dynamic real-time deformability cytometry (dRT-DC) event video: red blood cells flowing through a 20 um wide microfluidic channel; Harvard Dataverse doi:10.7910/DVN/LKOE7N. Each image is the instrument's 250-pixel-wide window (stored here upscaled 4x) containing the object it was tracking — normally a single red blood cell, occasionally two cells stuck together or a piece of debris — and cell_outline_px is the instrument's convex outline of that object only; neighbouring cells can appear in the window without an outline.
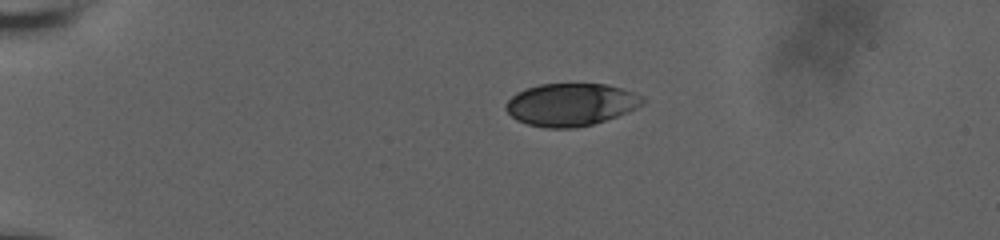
{"species": "human", "species_latin": "Homo sapiens", "temperature_condition": "room temperature", "stored_images_in_passage": 18, "camera_frame_rate_fps": 3000, "um_per_image_px": 0.085, "donor": {"sex": "male"}, "frame": {"image": 1, "passage_image": 1, "time_ms": 0.0, "image_size_px": [1000, 240], "cell_outline_px": [[644, 100], [636, 108], [616, 116], [592, 124], [576, 128], [544, 128], [528, 124], [516, 120], [504, 108], [504, 104], [516, 92], [540, 84], [604, 84], [636, 92], [644, 96]], "centroid_in_image_um": [48.49, 8.89], "position_along_channel_um": 36.5, "area_um2": 33.81}}
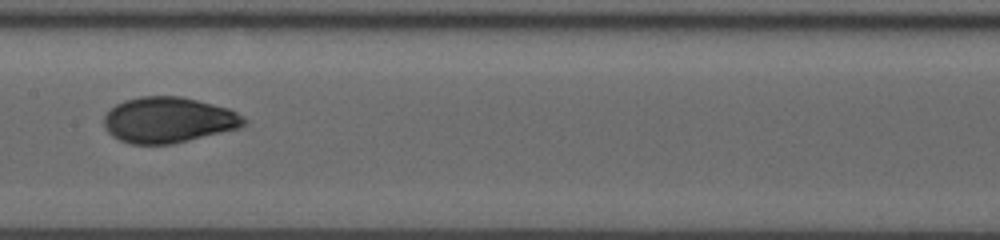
{"frame": {"image": 2, "passage_image": 11, "time_ms": 6.0, "image_size_px": [1000, 240], "cell_outline_px": [[248, 120], [244, 128], [172, 144], [132, 144], [120, 140], [112, 136], [104, 128], [104, 116], [116, 104], [124, 100], [140, 96], [180, 96], [228, 108], [244, 116]], "centroid_in_image_um": [14.36, 10.21], "position_along_channel_um": 193.0, "area_um2": 37.63}}
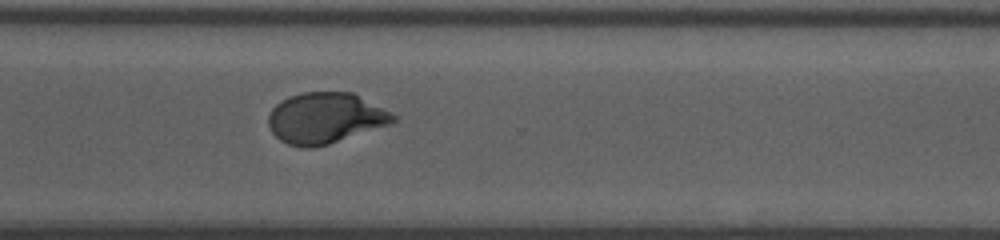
{"frame": {"image": 3, "passage_image": 18, "time_ms": 10.0, "image_size_px": [1000, 240], "cell_outline_px": [[396, 120], [392, 124], [328, 144], [312, 148], [304, 148], [288, 144], [280, 140], [272, 132], [268, 124], [268, 116], [272, 108], [276, 104], [288, 96], [304, 92], [352, 92], [396, 116]], "centroid_in_image_um": [27.62, 10.04], "position_along_channel_um": 343.0, "area_um2": 36.76}}